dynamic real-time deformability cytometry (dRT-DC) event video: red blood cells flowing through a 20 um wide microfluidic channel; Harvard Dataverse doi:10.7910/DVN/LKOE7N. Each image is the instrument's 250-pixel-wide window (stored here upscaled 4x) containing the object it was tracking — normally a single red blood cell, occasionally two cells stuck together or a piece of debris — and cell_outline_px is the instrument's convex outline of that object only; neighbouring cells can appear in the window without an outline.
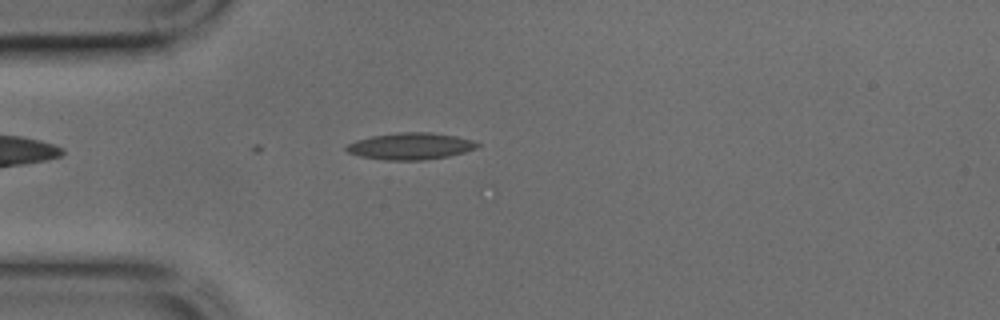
{"species": "common noctule bat (a hibernating species)", "species_latin": "Nyctalus noctula", "temperature_condition": "cold", "stored_images_in_passage": 4, "camera_frame_rate_fps": 3000, "um_per_image_px": 0.085, "animal": {"sex": "male", "body_mass_g": 17.9, "forearm_length_mm": 54.2}, "frame": {"image": 1, "passage_image": 4, "time_ms": 1.0, "image_size_px": [1000, 320], "cell_outline_px": [[480, 144], [476, 148], [464, 152], [448, 156], [424, 160], [384, 160], [360, 156], [348, 152], [344, 148], [348, 144], [356, 140], [372, 136], [400, 132], [432, 132], [456, 136], [472, 140]], "centroid_in_image_um": [34.89, 12.42], "position_along_channel_um": 50.1, "area_um2": 20.35}}